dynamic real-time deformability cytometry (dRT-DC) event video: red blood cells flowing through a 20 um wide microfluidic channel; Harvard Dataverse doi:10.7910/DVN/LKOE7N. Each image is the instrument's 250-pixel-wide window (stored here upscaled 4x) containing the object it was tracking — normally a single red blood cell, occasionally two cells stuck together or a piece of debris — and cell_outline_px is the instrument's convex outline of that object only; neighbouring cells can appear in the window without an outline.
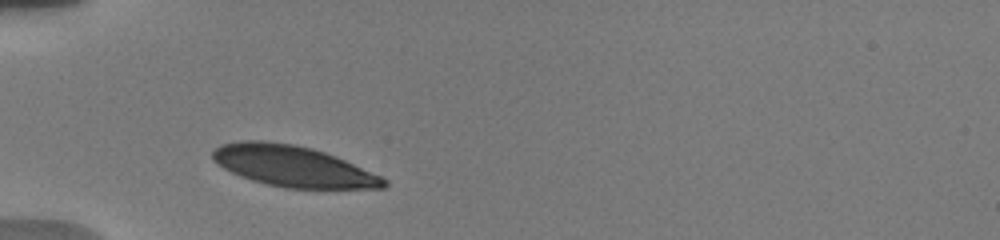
{"species": "human", "species_latin": "Homo sapiens", "temperature_condition": "warm", "stored_images_in_passage": 35, "camera_frame_rate_fps": 3000, "um_per_image_px": 0.085, "donor": {"sex": "male"}, "frame": {"image": 1, "passage_image": 1, "time_ms": 0.0, "image_size_px": [1000, 240], "cell_outline_px": [[388, 184], [384, 188], [284, 188], [252, 180], [240, 176], [224, 168], [212, 160], [212, 152], [220, 144], [244, 140], [260, 140], [296, 144], [312, 148], [336, 156], [380, 176], [388, 180]], "centroid_in_image_um": [24.88, 14.12], "position_along_channel_um": 60.1, "area_um2": 40.69}}
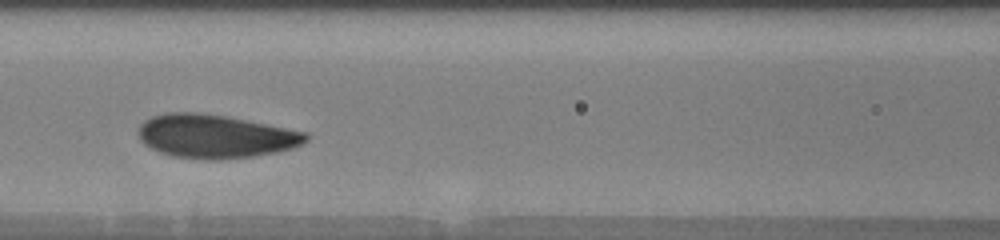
{"frame": {"image": 2, "passage_image": 9, "time_ms": 2.667, "image_size_px": [1000, 240], "cell_outline_px": [[308, 140], [292, 148], [276, 152], [252, 156], [220, 160], [208, 160], [172, 156], [160, 152], [144, 144], [140, 140], [136, 132], [140, 124], [144, 120], [152, 116], [164, 112], [196, 112], [224, 116], [308, 132]], "centroid_in_image_um": [18.25, 11.58], "position_along_channel_um": 148.4, "area_um2": 42.54}}
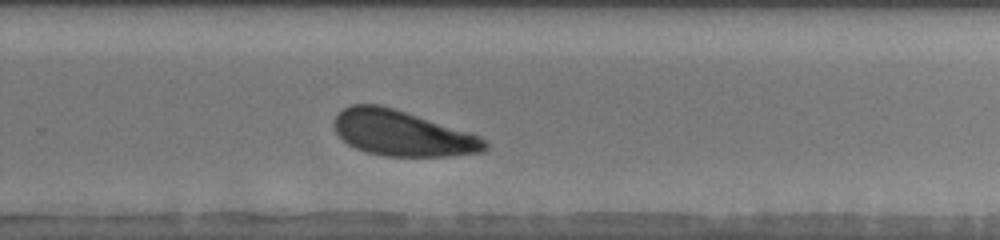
{"frame": {"image": 3, "passage_image": 24, "time_ms": 6.667, "image_size_px": [1000, 240], "cell_outline_px": [[488, 148], [484, 152], [448, 156], [384, 156], [364, 152], [348, 144], [336, 132], [332, 124], [336, 116], [344, 108], [352, 104], [380, 104], [472, 132], [488, 140]], "centroid_in_image_um": [34.24, 11.33], "position_along_channel_um": 295.6, "area_um2": 40.29}, "authors_computed_cell_mechanics": {"area_um2": 41.5582, "velocity_mm_per_s": 3.6926, "shape_relaxation_time_tau1_ms": 2.5465, "shape_relaxation_time_tau2_ms": null, "deformation_change_tau1": 0.1193, "deformation_change_tau2": null}}